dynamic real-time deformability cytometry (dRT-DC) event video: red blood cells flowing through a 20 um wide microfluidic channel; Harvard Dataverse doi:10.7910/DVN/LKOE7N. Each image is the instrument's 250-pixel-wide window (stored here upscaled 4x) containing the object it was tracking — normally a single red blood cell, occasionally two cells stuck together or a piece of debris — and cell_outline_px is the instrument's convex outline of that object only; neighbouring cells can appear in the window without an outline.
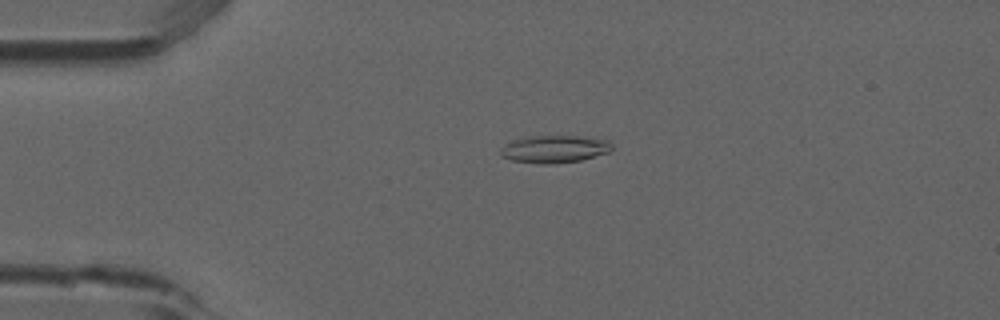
{"species": "common noctule bat (a hibernating species)", "species_latin": "Nyctalus noctula", "temperature_condition": "room temperature", "stored_images_in_passage": 47, "camera_frame_rate_fps": 3000, "um_per_image_px": 0.085, "animal": {"sex": "male", "forearm_length_mm": 52.5}, "frame": {"image": 1, "passage_image": 6, "time_ms": 1.667, "image_size_px": [1000, 320], "cell_outline_px": [[612, 148], [608, 152], [580, 160], [548, 164], [540, 164], [512, 160], [500, 156], [500, 152], [504, 144], [512, 140], [528, 136], [576, 136], [608, 140], [612, 144]], "centroid_in_image_um": [47.08, 12.66], "position_along_channel_um": 37.9, "area_um2": 17.69}}
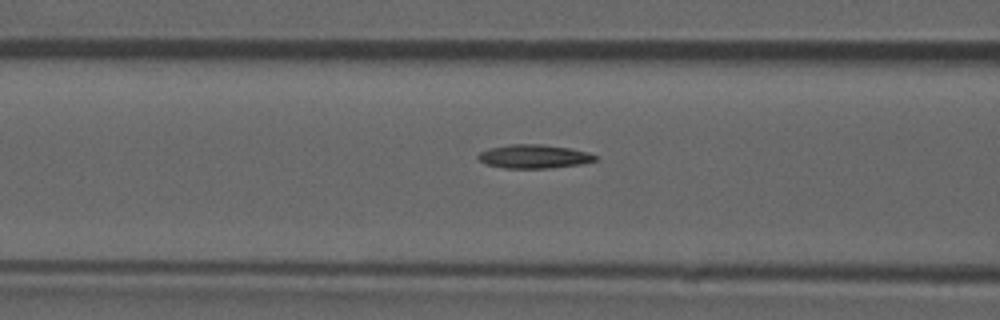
{"frame": {"image": 2, "passage_image": 15, "time_ms": 4.667, "image_size_px": [1000, 320], "cell_outline_px": [[596, 160], [584, 164], [548, 168], [504, 168], [484, 164], [476, 156], [480, 152], [488, 148], [508, 144], [540, 144], [568, 148], [588, 152], [596, 156]], "centroid_in_image_um": [45.35, 13.3], "position_along_channel_um": 121.2, "area_um2": 16.24}}
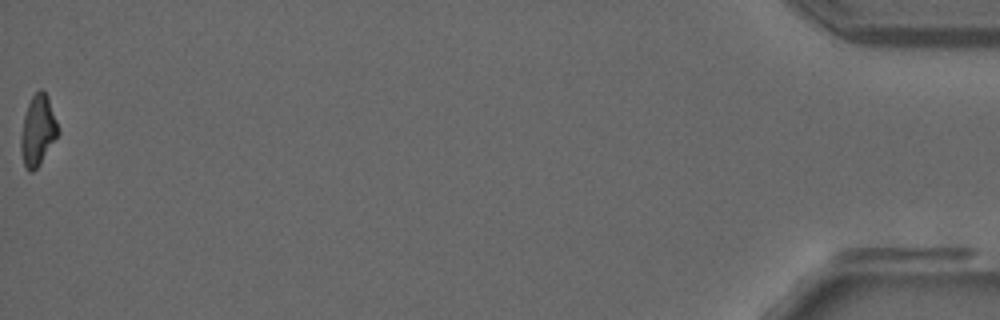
{"frame": {"image": 3, "passage_image": 47, "time_ms": 15.333, "image_size_px": [1000, 320], "cell_outline_px": [[60, 132], [36, 168], [32, 172], [28, 172], [24, 168], [20, 148], [20, 136], [24, 116], [28, 104], [32, 96], [40, 88], [48, 96]], "centroid_in_image_um": [3.19, 11.1], "position_along_channel_um": 432.0, "area_um2": 15.14}}